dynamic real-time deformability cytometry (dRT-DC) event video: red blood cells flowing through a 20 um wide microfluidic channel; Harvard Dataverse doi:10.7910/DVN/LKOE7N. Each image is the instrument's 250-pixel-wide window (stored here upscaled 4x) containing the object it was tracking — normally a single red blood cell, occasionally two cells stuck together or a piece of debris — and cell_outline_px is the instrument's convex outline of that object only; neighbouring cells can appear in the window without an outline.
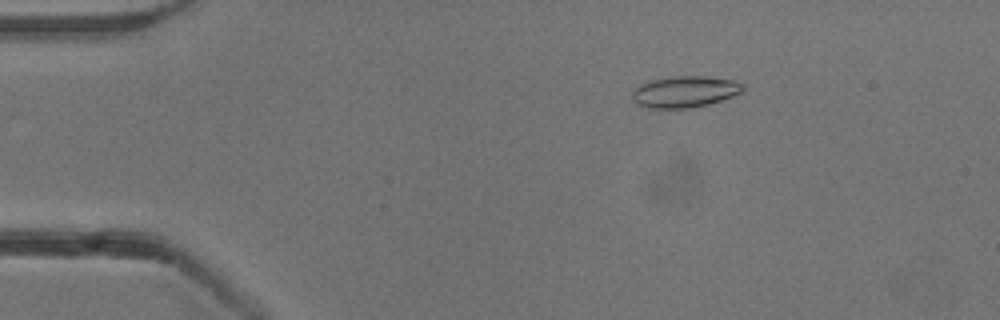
{"species": "common noctule bat (a hibernating species)", "species_latin": "Nyctalus noctula", "temperature_condition": "cold", "stored_images_in_passage": 45, "camera_frame_rate_fps": 3000, "um_per_image_px": 0.085, "animal": {"sex": "male", "body_mass_g": 13.3}, "frame": {"image": 1, "passage_image": 1, "time_ms": 0.0, "image_size_px": [1000, 320], "cell_outline_px": [[744, 92], [708, 104], [688, 108], [648, 108], [636, 104], [632, 100], [632, 88], [648, 80], [668, 76], [704, 76], [736, 80], [744, 84]], "centroid_in_image_um": [58.17, 7.78], "position_along_channel_um": 26.8, "area_um2": 20.63}}
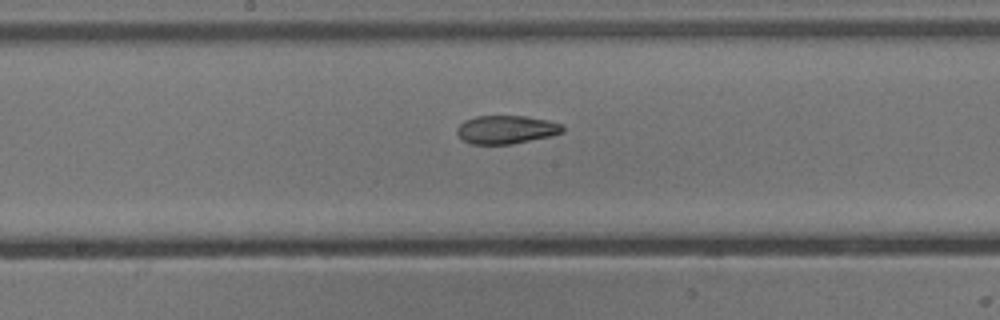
{"frame": {"image": 2, "passage_image": 20, "time_ms": 6.333, "image_size_px": [1000, 320], "cell_outline_px": [[564, 132], [552, 136], [512, 144], [472, 144], [464, 140], [456, 132], [456, 128], [464, 120], [476, 116], [524, 116], [548, 120], [564, 124]], "centroid_in_image_um": [43.07, 11.01], "position_along_channel_um": 205.1, "area_um2": 17.57}}
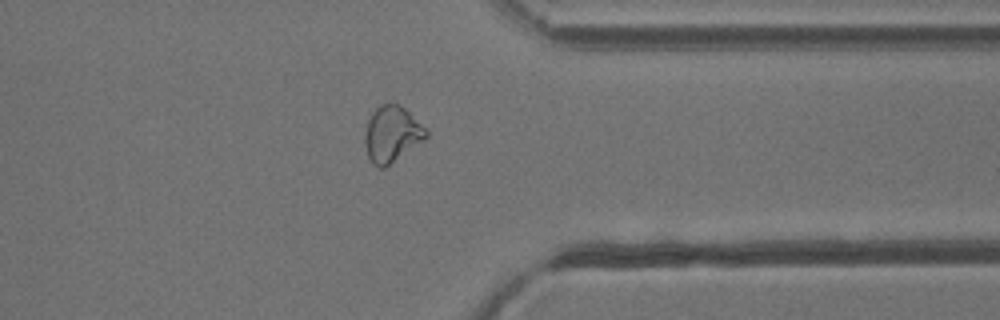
{"frame": {"image": 3, "passage_image": 34, "time_ms": 11.0, "image_size_px": [1000, 320], "cell_outline_px": [[428, 136], [424, 140], [384, 168], [380, 168], [368, 156], [364, 140], [364, 136], [368, 120], [372, 112], [380, 104], [400, 104], [428, 132]], "centroid_in_image_um": [33.29, 11.39], "position_along_channel_um": 378.1, "area_um2": 19.48}, "authors_computed_cell_mechanics": {"area_um2": 18.8428, "velocity_mm_per_s": 3.8559, "shape_relaxation_time_tau1_ms": null, "shape_relaxation_time_tau2_ms": 2.7415, "deformation_change_tau1": null, "deformation_change_tau2": 0.0894}}